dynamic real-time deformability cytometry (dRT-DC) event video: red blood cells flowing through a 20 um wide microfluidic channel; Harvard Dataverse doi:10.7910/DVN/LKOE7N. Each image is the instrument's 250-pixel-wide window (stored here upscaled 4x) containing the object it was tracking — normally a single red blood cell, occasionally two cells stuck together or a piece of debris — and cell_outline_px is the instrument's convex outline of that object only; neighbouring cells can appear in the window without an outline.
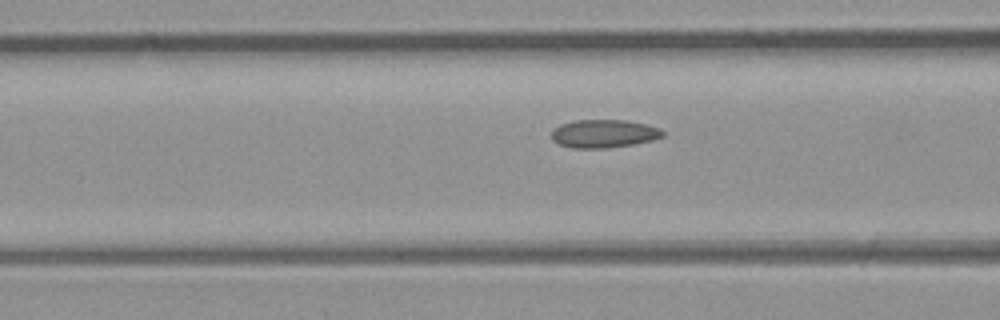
{"species": "common noctule bat (a hibernating species)", "species_latin": "Nyctalus noctula", "temperature_condition": "room temperature", "stored_images_in_passage": 9, "camera_frame_rate_fps": 3000, "um_per_image_px": 0.085, "animal": {"sex": "male", "body_mass_g": 23.1, "forearm_length_mm": 52.7}, "frame": {"image": 1, "passage_image": 7, "time_ms": 2.0, "image_size_px": [1000, 320], "cell_outline_px": [[664, 136], [652, 140], [632, 144], [604, 148], [572, 148], [560, 144], [552, 140], [552, 128], [560, 124], [572, 120], [624, 120], [644, 124], [660, 128], [664, 132]], "centroid_in_image_um": [51.29, 11.35], "position_along_channel_um": 115.3, "area_um2": 18.21}}